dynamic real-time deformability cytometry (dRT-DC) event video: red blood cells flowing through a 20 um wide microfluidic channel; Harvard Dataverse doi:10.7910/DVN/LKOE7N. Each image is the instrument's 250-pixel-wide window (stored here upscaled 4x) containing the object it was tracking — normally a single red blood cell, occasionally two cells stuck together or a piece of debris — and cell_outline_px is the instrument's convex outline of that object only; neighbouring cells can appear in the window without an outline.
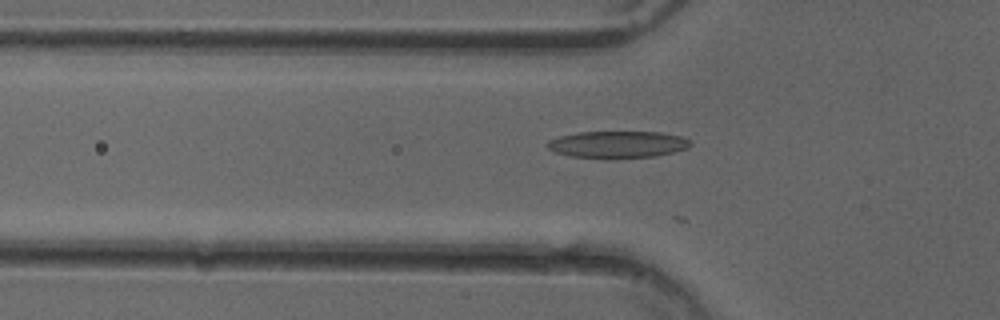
{"species": "common noctule bat (a hibernating species)", "species_latin": "Nyctalus noctula", "temperature_condition": "cold", "stored_images_in_passage": 25, "camera_frame_rate_fps": 3000, "um_per_image_px": 0.085, "animal": {"sex": "female"}, "frame": {"image": 1, "passage_image": 17, "time_ms": 5.333, "image_size_px": [1000, 320], "cell_outline_px": [[692, 144], [688, 148], [656, 156], [604, 160], [568, 156], [556, 152], [548, 148], [544, 144], [548, 140], [560, 136], [580, 132], [660, 132], [680, 136], [688, 140]], "centroid_in_image_um": [52.44, 12.3], "position_along_channel_um": 73.4, "area_um2": 22.89}}
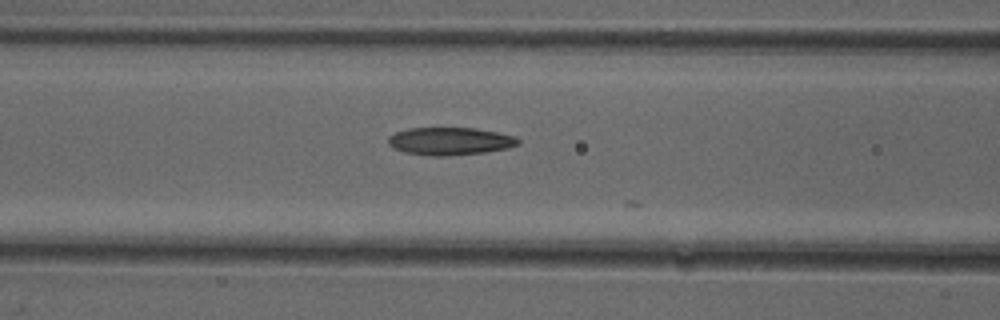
{"frame": {"image": 2, "passage_image": 21, "time_ms": 6.667, "image_size_px": [1000, 320], "cell_outline_px": [[520, 144], [508, 148], [484, 152], [448, 156], [432, 156], [404, 152], [392, 148], [388, 144], [388, 136], [396, 132], [408, 128], [476, 128], [516, 136], [520, 140]], "centroid_in_image_um": [38.24, 12.0], "position_along_channel_um": 128.4, "area_um2": 21.1}}
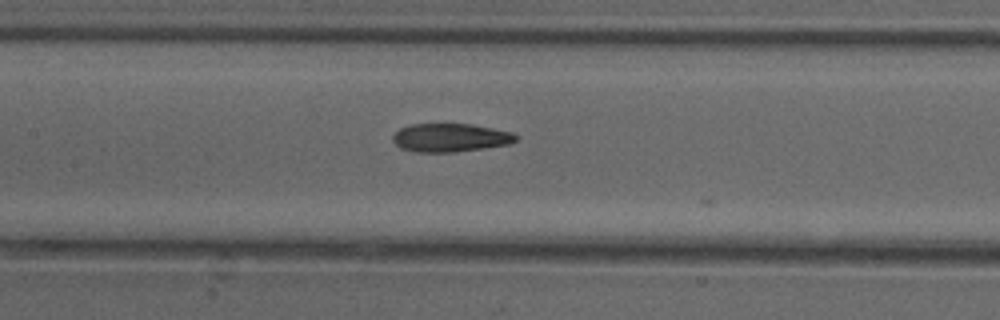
{"frame": {"image": 3, "passage_image": 24, "time_ms": 7.667, "image_size_px": [1000, 320], "cell_outline_px": [[520, 136], [516, 140], [508, 144], [484, 148], [452, 152], [416, 152], [400, 148], [392, 140], [392, 136], [400, 128], [408, 124], [472, 124], [512, 132]], "centroid_in_image_um": [38.26, 11.7], "position_along_channel_um": 169.1, "area_um2": 20.4}}